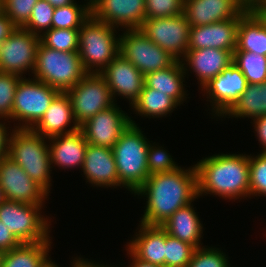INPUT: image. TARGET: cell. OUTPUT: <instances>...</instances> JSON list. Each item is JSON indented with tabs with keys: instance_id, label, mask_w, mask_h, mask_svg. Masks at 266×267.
Instances as JSON below:
<instances>
[{
	"instance_id": "1",
	"label": "cell",
	"mask_w": 266,
	"mask_h": 267,
	"mask_svg": "<svg viewBox=\"0 0 266 267\" xmlns=\"http://www.w3.org/2000/svg\"><path fill=\"white\" fill-rule=\"evenodd\" d=\"M134 195L146 197L142 224L161 226L175 211L198 197L197 171L179 167L171 172L149 175Z\"/></svg>"
},
{
	"instance_id": "2",
	"label": "cell",
	"mask_w": 266,
	"mask_h": 267,
	"mask_svg": "<svg viewBox=\"0 0 266 267\" xmlns=\"http://www.w3.org/2000/svg\"><path fill=\"white\" fill-rule=\"evenodd\" d=\"M198 198L210 194L223 199L250 198L249 155L214 154L195 164Z\"/></svg>"
},
{
	"instance_id": "3",
	"label": "cell",
	"mask_w": 266,
	"mask_h": 267,
	"mask_svg": "<svg viewBox=\"0 0 266 267\" xmlns=\"http://www.w3.org/2000/svg\"><path fill=\"white\" fill-rule=\"evenodd\" d=\"M150 141L135 121L112 147L119 182L134 194L149 176L147 154Z\"/></svg>"
},
{
	"instance_id": "4",
	"label": "cell",
	"mask_w": 266,
	"mask_h": 267,
	"mask_svg": "<svg viewBox=\"0 0 266 267\" xmlns=\"http://www.w3.org/2000/svg\"><path fill=\"white\" fill-rule=\"evenodd\" d=\"M47 138L32 129L12 128L9 137L8 157L19 164L23 170L48 194L51 181V157Z\"/></svg>"
},
{
	"instance_id": "5",
	"label": "cell",
	"mask_w": 266,
	"mask_h": 267,
	"mask_svg": "<svg viewBox=\"0 0 266 267\" xmlns=\"http://www.w3.org/2000/svg\"><path fill=\"white\" fill-rule=\"evenodd\" d=\"M116 29L92 15L80 27L78 54L87 73H100L120 54Z\"/></svg>"
},
{
	"instance_id": "6",
	"label": "cell",
	"mask_w": 266,
	"mask_h": 267,
	"mask_svg": "<svg viewBox=\"0 0 266 267\" xmlns=\"http://www.w3.org/2000/svg\"><path fill=\"white\" fill-rule=\"evenodd\" d=\"M86 74L87 72L83 69L78 52L53 50L40 42L33 78L60 92H67Z\"/></svg>"
},
{
	"instance_id": "7",
	"label": "cell",
	"mask_w": 266,
	"mask_h": 267,
	"mask_svg": "<svg viewBox=\"0 0 266 267\" xmlns=\"http://www.w3.org/2000/svg\"><path fill=\"white\" fill-rule=\"evenodd\" d=\"M43 207L5 199L0 204V221L21 243L51 242V220L41 215Z\"/></svg>"
},
{
	"instance_id": "8",
	"label": "cell",
	"mask_w": 266,
	"mask_h": 267,
	"mask_svg": "<svg viewBox=\"0 0 266 267\" xmlns=\"http://www.w3.org/2000/svg\"><path fill=\"white\" fill-rule=\"evenodd\" d=\"M59 90L36 78L21 77L16 91L10 120L20 121L17 129H32L43 117Z\"/></svg>"
},
{
	"instance_id": "9",
	"label": "cell",
	"mask_w": 266,
	"mask_h": 267,
	"mask_svg": "<svg viewBox=\"0 0 266 267\" xmlns=\"http://www.w3.org/2000/svg\"><path fill=\"white\" fill-rule=\"evenodd\" d=\"M119 52L143 75L168 68L176 61L140 29H125L124 33L120 35Z\"/></svg>"
},
{
	"instance_id": "10",
	"label": "cell",
	"mask_w": 266,
	"mask_h": 267,
	"mask_svg": "<svg viewBox=\"0 0 266 267\" xmlns=\"http://www.w3.org/2000/svg\"><path fill=\"white\" fill-rule=\"evenodd\" d=\"M66 93L71 99L78 126L115 103L107 83L99 73H87Z\"/></svg>"
},
{
	"instance_id": "11",
	"label": "cell",
	"mask_w": 266,
	"mask_h": 267,
	"mask_svg": "<svg viewBox=\"0 0 266 267\" xmlns=\"http://www.w3.org/2000/svg\"><path fill=\"white\" fill-rule=\"evenodd\" d=\"M190 27L182 13L172 17L146 18L140 30L160 48L181 61L188 50Z\"/></svg>"
},
{
	"instance_id": "12",
	"label": "cell",
	"mask_w": 266,
	"mask_h": 267,
	"mask_svg": "<svg viewBox=\"0 0 266 267\" xmlns=\"http://www.w3.org/2000/svg\"><path fill=\"white\" fill-rule=\"evenodd\" d=\"M40 36L17 27L0 44V72L13 73L23 77L25 72L33 74ZM28 70V71H27Z\"/></svg>"
},
{
	"instance_id": "13",
	"label": "cell",
	"mask_w": 266,
	"mask_h": 267,
	"mask_svg": "<svg viewBox=\"0 0 266 267\" xmlns=\"http://www.w3.org/2000/svg\"><path fill=\"white\" fill-rule=\"evenodd\" d=\"M0 187L6 200L25 204L43 205L49 195L8 156L0 158Z\"/></svg>"
},
{
	"instance_id": "14",
	"label": "cell",
	"mask_w": 266,
	"mask_h": 267,
	"mask_svg": "<svg viewBox=\"0 0 266 267\" xmlns=\"http://www.w3.org/2000/svg\"><path fill=\"white\" fill-rule=\"evenodd\" d=\"M117 103L98 112L79 126L88 144L112 149L121 134L133 122Z\"/></svg>"
},
{
	"instance_id": "15",
	"label": "cell",
	"mask_w": 266,
	"mask_h": 267,
	"mask_svg": "<svg viewBox=\"0 0 266 267\" xmlns=\"http://www.w3.org/2000/svg\"><path fill=\"white\" fill-rule=\"evenodd\" d=\"M247 84L245 76L234 63L210 79L201 91H204L203 95H207L206 101L212 104L213 116L221 118L243 94Z\"/></svg>"
},
{
	"instance_id": "16",
	"label": "cell",
	"mask_w": 266,
	"mask_h": 267,
	"mask_svg": "<svg viewBox=\"0 0 266 267\" xmlns=\"http://www.w3.org/2000/svg\"><path fill=\"white\" fill-rule=\"evenodd\" d=\"M145 0H92L91 15L122 29H140L146 19Z\"/></svg>"
},
{
	"instance_id": "17",
	"label": "cell",
	"mask_w": 266,
	"mask_h": 267,
	"mask_svg": "<svg viewBox=\"0 0 266 267\" xmlns=\"http://www.w3.org/2000/svg\"><path fill=\"white\" fill-rule=\"evenodd\" d=\"M107 83L114 101L115 96L126 98L130 106L139 98L145 85L144 75L119 54L99 73Z\"/></svg>"
},
{
	"instance_id": "18",
	"label": "cell",
	"mask_w": 266,
	"mask_h": 267,
	"mask_svg": "<svg viewBox=\"0 0 266 267\" xmlns=\"http://www.w3.org/2000/svg\"><path fill=\"white\" fill-rule=\"evenodd\" d=\"M248 6L237 18L208 25L191 26L188 49L218 48L233 51L237 45V29L240 18L250 9Z\"/></svg>"
},
{
	"instance_id": "19",
	"label": "cell",
	"mask_w": 266,
	"mask_h": 267,
	"mask_svg": "<svg viewBox=\"0 0 266 267\" xmlns=\"http://www.w3.org/2000/svg\"><path fill=\"white\" fill-rule=\"evenodd\" d=\"M248 5L242 0H184L183 13L190 26L237 18Z\"/></svg>"
},
{
	"instance_id": "20",
	"label": "cell",
	"mask_w": 266,
	"mask_h": 267,
	"mask_svg": "<svg viewBox=\"0 0 266 267\" xmlns=\"http://www.w3.org/2000/svg\"><path fill=\"white\" fill-rule=\"evenodd\" d=\"M181 62L185 73L191 70V73H195L202 88L233 63V51L218 48L188 49Z\"/></svg>"
},
{
	"instance_id": "21",
	"label": "cell",
	"mask_w": 266,
	"mask_h": 267,
	"mask_svg": "<svg viewBox=\"0 0 266 267\" xmlns=\"http://www.w3.org/2000/svg\"><path fill=\"white\" fill-rule=\"evenodd\" d=\"M82 170L86 182L94 187H124L119 182L115 158L110 148L88 144Z\"/></svg>"
},
{
	"instance_id": "22",
	"label": "cell",
	"mask_w": 266,
	"mask_h": 267,
	"mask_svg": "<svg viewBox=\"0 0 266 267\" xmlns=\"http://www.w3.org/2000/svg\"><path fill=\"white\" fill-rule=\"evenodd\" d=\"M71 123L73 124L71 125ZM67 127L70 128L66 129ZM32 130L47 139L79 130L73 116L71 99L66 92H60L53 99L43 117Z\"/></svg>"
},
{
	"instance_id": "23",
	"label": "cell",
	"mask_w": 266,
	"mask_h": 267,
	"mask_svg": "<svg viewBox=\"0 0 266 267\" xmlns=\"http://www.w3.org/2000/svg\"><path fill=\"white\" fill-rule=\"evenodd\" d=\"M139 224L138 232L126 247L138 259L165 267L166 231L161 226Z\"/></svg>"
},
{
	"instance_id": "24",
	"label": "cell",
	"mask_w": 266,
	"mask_h": 267,
	"mask_svg": "<svg viewBox=\"0 0 266 267\" xmlns=\"http://www.w3.org/2000/svg\"><path fill=\"white\" fill-rule=\"evenodd\" d=\"M48 143L51 165L63 169L81 167L82 170L88 143L80 130L48 138Z\"/></svg>"
},
{
	"instance_id": "25",
	"label": "cell",
	"mask_w": 266,
	"mask_h": 267,
	"mask_svg": "<svg viewBox=\"0 0 266 267\" xmlns=\"http://www.w3.org/2000/svg\"><path fill=\"white\" fill-rule=\"evenodd\" d=\"M196 213L191 202L175 211L161 227L170 236L189 243L195 248L201 247L203 225Z\"/></svg>"
},
{
	"instance_id": "26",
	"label": "cell",
	"mask_w": 266,
	"mask_h": 267,
	"mask_svg": "<svg viewBox=\"0 0 266 267\" xmlns=\"http://www.w3.org/2000/svg\"><path fill=\"white\" fill-rule=\"evenodd\" d=\"M186 73L181 61L176 60L171 66L144 75L145 87L165 93L175 99L179 104L186 101L187 91L185 90Z\"/></svg>"
},
{
	"instance_id": "27",
	"label": "cell",
	"mask_w": 266,
	"mask_h": 267,
	"mask_svg": "<svg viewBox=\"0 0 266 267\" xmlns=\"http://www.w3.org/2000/svg\"><path fill=\"white\" fill-rule=\"evenodd\" d=\"M234 51H249L266 56V24L252 8L240 18Z\"/></svg>"
},
{
	"instance_id": "28",
	"label": "cell",
	"mask_w": 266,
	"mask_h": 267,
	"mask_svg": "<svg viewBox=\"0 0 266 267\" xmlns=\"http://www.w3.org/2000/svg\"><path fill=\"white\" fill-rule=\"evenodd\" d=\"M266 115V82L247 84L246 90L222 118H251Z\"/></svg>"
},
{
	"instance_id": "29",
	"label": "cell",
	"mask_w": 266,
	"mask_h": 267,
	"mask_svg": "<svg viewBox=\"0 0 266 267\" xmlns=\"http://www.w3.org/2000/svg\"><path fill=\"white\" fill-rule=\"evenodd\" d=\"M52 242L22 243L3 253L1 267H40L49 257Z\"/></svg>"
},
{
	"instance_id": "30",
	"label": "cell",
	"mask_w": 266,
	"mask_h": 267,
	"mask_svg": "<svg viewBox=\"0 0 266 267\" xmlns=\"http://www.w3.org/2000/svg\"><path fill=\"white\" fill-rule=\"evenodd\" d=\"M180 104L165 93L149 87H143L139 98L133 103L135 114L143 117L159 118L172 113Z\"/></svg>"
},
{
	"instance_id": "31",
	"label": "cell",
	"mask_w": 266,
	"mask_h": 267,
	"mask_svg": "<svg viewBox=\"0 0 266 267\" xmlns=\"http://www.w3.org/2000/svg\"><path fill=\"white\" fill-rule=\"evenodd\" d=\"M91 15V2L78 5L76 2L56 7L52 16L51 28L54 29H80L82 24Z\"/></svg>"
},
{
	"instance_id": "32",
	"label": "cell",
	"mask_w": 266,
	"mask_h": 267,
	"mask_svg": "<svg viewBox=\"0 0 266 267\" xmlns=\"http://www.w3.org/2000/svg\"><path fill=\"white\" fill-rule=\"evenodd\" d=\"M233 63L241 70L248 84L266 82V56L249 51H234Z\"/></svg>"
},
{
	"instance_id": "33",
	"label": "cell",
	"mask_w": 266,
	"mask_h": 267,
	"mask_svg": "<svg viewBox=\"0 0 266 267\" xmlns=\"http://www.w3.org/2000/svg\"><path fill=\"white\" fill-rule=\"evenodd\" d=\"M41 43L53 50L78 52L79 29H54L45 31L40 36Z\"/></svg>"
},
{
	"instance_id": "34",
	"label": "cell",
	"mask_w": 266,
	"mask_h": 267,
	"mask_svg": "<svg viewBox=\"0 0 266 267\" xmlns=\"http://www.w3.org/2000/svg\"><path fill=\"white\" fill-rule=\"evenodd\" d=\"M195 247L170 236L166 232L165 239V267H187Z\"/></svg>"
},
{
	"instance_id": "35",
	"label": "cell",
	"mask_w": 266,
	"mask_h": 267,
	"mask_svg": "<svg viewBox=\"0 0 266 267\" xmlns=\"http://www.w3.org/2000/svg\"><path fill=\"white\" fill-rule=\"evenodd\" d=\"M249 186L251 196H266V153L249 155Z\"/></svg>"
},
{
	"instance_id": "36",
	"label": "cell",
	"mask_w": 266,
	"mask_h": 267,
	"mask_svg": "<svg viewBox=\"0 0 266 267\" xmlns=\"http://www.w3.org/2000/svg\"><path fill=\"white\" fill-rule=\"evenodd\" d=\"M54 7L46 0H38L32 9L27 24L23 27L33 34L41 36L51 29Z\"/></svg>"
},
{
	"instance_id": "37",
	"label": "cell",
	"mask_w": 266,
	"mask_h": 267,
	"mask_svg": "<svg viewBox=\"0 0 266 267\" xmlns=\"http://www.w3.org/2000/svg\"><path fill=\"white\" fill-rule=\"evenodd\" d=\"M20 75L0 72V119L9 120ZM4 118V119H3Z\"/></svg>"
},
{
	"instance_id": "38",
	"label": "cell",
	"mask_w": 266,
	"mask_h": 267,
	"mask_svg": "<svg viewBox=\"0 0 266 267\" xmlns=\"http://www.w3.org/2000/svg\"><path fill=\"white\" fill-rule=\"evenodd\" d=\"M207 247L196 248L187 267H230L228 256L220 248Z\"/></svg>"
},
{
	"instance_id": "39",
	"label": "cell",
	"mask_w": 266,
	"mask_h": 267,
	"mask_svg": "<svg viewBox=\"0 0 266 267\" xmlns=\"http://www.w3.org/2000/svg\"><path fill=\"white\" fill-rule=\"evenodd\" d=\"M157 145V146H155ZM149 143L147 154V167L149 175L155 173L171 172L178 169L180 166L173 160V156L170 155L165 148L158 144Z\"/></svg>"
},
{
	"instance_id": "40",
	"label": "cell",
	"mask_w": 266,
	"mask_h": 267,
	"mask_svg": "<svg viewBox=\"0 0 266 267\" xmlns=\"http://www.w3.org/2000/svg\"><path fill=\"white\" fill-rule=\"evenodd\" d=\"M38 0H3L2 11L12 20L16 27L23 28Z\"/></svg>"
},
{
	"instance_id": "41",
	"label": "cell",
	"mask_w": 266,
	"mask_h": 267,
	"mask_svg": "<svg viewBox=\"0 0 266 267\" xmlns=\"http://www.w3.org/2000/svg\"><path fill=\"white\" fill-rule=\"evenodd\" d=\"M146 18L172 17L183 13L184 0H145Z\"/></svg>"
},
{
	"instance_id": "42",
	"label": "cell",
	"mask_w": 266,
	"mask_h": 267,
	"mask_svg": "<svg viewBox=\"0 0 266 267\" xmlns=\"http://www.w3.org/2000/svg\"><path fill=\"white\" fill-rule=\"evenodd\" d=\"M21 244L8 227L4 225V222L0 221V252H7Z\"/></svg>"
},
{
	"instance_id": "43",
	"label": "cell",
	"mask_w": 266,
	"mask_h": 267,
	"mask_svg": "<svg viewBox=\"0 0 266 267\" xmlns=\"http://www.w3.org/2000/svg\"><path fill=\"white\" fill-rule=\"evenodd\" d=\"M256 136L259 143L262 145L261 153H266V115L260 116L253 120Z\"/></svg>"
},
{
	"instance_id": "44",
	"label": "cell",
	"mask_w": 266,
	"mask_h": 267,
	"mask_svg": "<svg viewBox=\"0 0 266 267\" xmlns=\"http://www.w3.org/2000/svg\"><path fill=\"white\" fill-rule=\"evenodd\" d=\"M17 28L12 20L2 11L0 12V44Z\"/></svg>"
},
{
	"instance_id": "45",
	"label": "cell",
	"mask_w": 266,
	"mask_h": 267,
	"mask_svg": "<svg viewBox=\"0 0 266 267\" xmlns=\"http://www.w3.org/2000/svg\"><path fill=\"white\" fill-rule=\"evenodd\" d=\"M7 124L4 122H0V158L8 156V146H9V127L6 126Z\"/></svg>"
},
{
	"instance_id": "46",
	"label": "cell",
	"mask_w": 266,
	"mask_h": 267,
	"mask_svg": "<svg viewBox=\"0 0 266 267\" xmlns=\"http://www.w3.org/2000/svg\"><path fill=\"white\" fill-rule=\"evenodd\" d=\"M71 266L72 267H109L107 264L106 265H104V264H99V262L98 263H94V261H88V259H84V258H80V256L79 257H75L74 259H73V262H71ZM110 267H113V266H110Z\"/></svg>"
},
{
	"instance_id": "47",
	"label": "cell",
	"mask_w": 266,
	"mask_h": 267,
	"mask_svg": "<svg viewBox=\"0 0 266 267\" xmlns=\"http://www.w3.org/2000/svg\"><path fill=\"white\" fill-rule=\"evenodd\" d=\"M126 251L130 256V259H132V263L128 267H163L138 259L128 248L126 249Z\"/></svg>"
},
{
	"instance_id": "48",
	"label": "cell",
	"mask_w": 266,
	"mask_h": 267,
	"mask_svg": "<svg viewBox=\"0 0 266 267\" xmlns=\"http://www.w3.org/2000/svg\"><path fill=\"white\" fill-rule=\"evenodd\" d=\"M251 8L256 13H266V0H257Z\"/></svg>"
},
{
	"instance_id": "49",
	"label": "cell",
	"mask_w": 266,
	"mask_h": 267,
	"mask_svg": "<svg viewBox=\"0 0 266 267\" xmlns=\"http://www.w3.org/2000/svg\"><path fill=\"white\" fill-rule=\"evenodd\" d=\"M46 1H48L54 8L75 3L74 0H46Z\"/></svg>"
},
{
	"instance_id": "50",
	"label": "cell",
	"mask_w": 266,
	"mask_h": 267,
	"mask_svg": "<svg viewBox=\"0 0 266 267\" xmlns=\"http://www.w3.org/2000/svg\"><path fill=\"white\" fill-rule=\"evenodd\" d=\"M40 267H59L55 262H52V259L48 257Z\"/></svg>"
},
{
	"instance_id": "51",
	"label": "cell",
	"mask_w": 266,
	"mask_h": 267,
	"mask_svg": "<svg viewBox=\"0 0 266 267\" xmlns=\"http://www.w3.org/2000/svg\"><path fill=\"white\" fill-rule=\"evenodd\" d=\"M242 1L251 7L257 0H242Z\"/></svg>"
},
{
	"instance_id": "52",
	"label": "cell",
	"mask_w": 266,
	"mask_h": 267,
	"mask_svg": "<svg viewBox=\"0 0 266 267\" xmlns=\"http://www.w3.org/2000/svg\"><path fill=\"white\" fill-rule=\"evenodd\" d=\"M5 200L2 188L0 187V204Z\"/></svg>"
},
{
	"instance_id": "53",
	"label": "cell",
	"mask_w": 266,
	"mask_h": 267,
	"mask_svg": "<svg viewBox=\"0 0 266 267\" xmlns=\"http://www.w3.org/2000/svg\"><path fill=\"white\" fill-rule=\"evenodd\" d=\"M266 24V13H257Z\"/></svg>"
},
{
	"instance_id": "54",
	"label": "cell",
	"mask_w": 266,
	"mask_h": 267,
	"mask_svg": "<svg viewBox=\"0 0 266 267\" xmlns=\"http://www.w3.org/2000/svg\"><path fill=\"white\" fill-rule=\"evenodd\" d=\"M2 4H3V0H0V12H2Z\"/></svg>"
},
{
	"instance_id": "55",
	"label": "cell",
	"mask_w": 266,
	"mask_h": 267,
	"mask_svg": "<svg viewBox=\"0 0 266 267\" xmlns=\"http://www.w3.org/2000/svg\"><path fill=\"white\" fill-rule=\"evenodd\" d=\"M3 253L0 252V267H1V260H2Z\"/></svg>"
}]
</instances>
